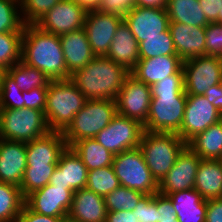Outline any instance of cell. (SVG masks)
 <instances>
[{
	"label": "cell",
	"instance_id": "ab89813d",
	"mask_svg": "<svg viewBox=\"0 0 222 222\" xmlns=\"http://www.w3.org/2000/svg\"><path fill=\"white\" fill-rule=\"evenodd\" d=\"M60 0H20L22 20L26 24H35Z\"/></svg>",
	"mask_w": 222,
	"mask_h": 222
},
{
	"label": "cell",
	"instance_id": "e575fe53",
	"mask_svg": "<svg viewBox=\"0 0 222 222\" xmlns=\"http://www.w3.org/2000/svg\"><path fill=\"white\" fill-rule=\"evenodd\" d=\"M119 186L112 165L88 171L86 188L100 196L105 197Z\"/></svg>",
	"mask_w": 222,
	"mask_h": 222
},
{
	"label": "cell",
	"instance_id": "5b68a950",
	"mask_svg": "<svg viewBox=\"0 0 222 222\" xmlns=\"http://www.w3.org/2000/svg\"><path fill=\"white\" fill-rule=\"evenodd\" d=\"M186 146L187 144L177 133L147 132L144 130L139 149L152 176L159 183Z\"/></svg>",
	"mask_w": 222,
	"mask_h": 222
},
{
	"label": "cell",
	"instance_id": "d590c367",
	"mask_svg": "<svg viewBox=\"0 0 222 222\" xmlns=\"http://www.w3.org/2000/svg\"><path fill=\"white\" fill-rule=\"evenodd\" d=\"M145 194L119 186L104 197L107 211H133Z\"/></svg>",
	"mask_w": 222,
	"mask_h": 222
},
{
	"label": "cell",
	"instance_id": "cb8c5ba5",
	"mask_svg": "<svg viewBox=\"0 0 222 222\" xmlns=\"http://www.w3.org/2000/svg\"><path fill=\"white\" fill-rule=\"evenodd\" d=\"M107 212L103 196L88 188L73 192L70 217L79 222H106Z\"/></svg>",
	"mask_w": 222,
	"mask_h": 222
},
{
	"label": "cell",
	"instance_id": "9a60e30c",
	"mask_svg": "<svg viewBox=\"0 0 222 222\" xmlns=\"http://www.w3.org/2000/svg\"><path fill=\"white\" fill-rule=\"evenodd\" d=\"M138 43L147 37L160 36L169 28L166 8L134 6L123 18Z\"/></svg>",
	"mask_w": 222,
	"mask_h": 222
},
{
	"label": "cell",
	"instance_id": "4dcf8cb0",
	"mask_svg": "<svg viewBox=\"0 0 222 222\" xmlns=\"http://www.w3.org/2000/svg\"><path fill=\"white\" fill-rule=\"evenodd\" d=\"M24 204L20 187L0 182V222H16Z\"/></svg>",
	"mask_w": 222,
	"mask_h": 222
},
{
	"label": "cell",
	"instance_id": "ee69618b",
	"mask_svg": "<svg viewBox=\"0 0 222 222\" xmlns=\"http://www.w3.org/2000/svg\"><path fill=\"white\" fill-rule=\"evenodd\" d=\"M134 6L135 0H101L98 11L124 18Z\"/></svg>",
	"mask_w": 222,
	"mask_h": 222
},
{
	"label": "cell",
	"instance_id": "e0dca14e",
	"mask_svg": "<svg viewBox=\"0 0 222 222\" xmlns=\"http://www.w3.org/2000/svg\"><path fill=\"white\" fill-rule=\"evenodd\" d=\"M73 199V191L68 187H54L47 184L25 198V204L34 212L51 216L68 215Z\"/></svg>",
	"mask_w": 222,
	"mask_h": 222
},
{
	"label": "cell",
	"instance_id": "11a10c76",
	"mask_svg": "<svg viewBox=\"0 0 222 222\" xmlns=\"http://www.w3.org/2000/svg\"><path fill=\"white\" fill-rule=\"evenodd\" d=\"M216 23L222 25V7H221V9L219 11L218 19L216 20Z\"/></svg>",
	"mask_w": 222,
	"mask_h": 222
},
{
	"label": "cell",
	"instance_id": "ba28073f",
	"mask_svg": "<svg viewBox=\"0 0 222 222\" xmlns=\"http://www.w3.org/2000/svg\"><path fill=\"white\" fill-rule=\"evenodd\" d=\"M112 167L120 186L145 195L158 193V182L147 167L139 147L114 155Z\"/></svg>",
	"mask_w": 222,
	"mask_h": 222
},
{
	"label": "cell",
	"instance_id": "5bb4252c",
	"mask_svg": "<svg viewBox=\"0 0 222 222\" xmlns=\"http://www.w3.org/2000/svg\"><path fill=\"white\" fill-rule=\"evenodd\" d=\"M200 161V156L186 146L178 155L172 168L158 183V192L168 195L194 188Z\"/></svg>",
	"mask_w": 222,
	"mask_h": 222
},
{
	"label": "cell",
	"instance_id": "7dc6e473",
	"mask_svg": "<svg viewBox=\"0 0 222 222\" xmlns=\"http://www.w3.org/2000/svg\"><path fill=\"white\" fill-rule=\"evenodd\" d=\"M198 1L203 9V14L205 15L207 21L209 23H216L219 11L222 7V0H198Z\"/></svg>",
	"mask_w": 222,
	"mask_h": 222
},
{
	"label": "cell",
	"instance_id": "74e56055",
	"mask_svg": "<svg viewBox=\"0 0 222 222\" xmlns=\"http://www.w3.org/2000/svg\"><path fill=\"white\" fill-rule=\"evenodd\" d=\"M18 8L20 0H0V33L23 32L25 23Z\"/></svg>",
	"mask_w": 222,
	"mask_h": 222
},
{
	"label": "cell",
	"instance_id": "8fae6325",
	"mask_svg": "<svg viewBox=\"0 0 222 222\" xmlns=\"http://www.w3.org/2000/svg\"><path fill=\"white\" fill-rule=\"evenodd\" d=\"M152 99V89L131 73L126 77L115 102L117 113L145 125Z\"/></svg>",
	"mask_w": 222,
	"mask_h": 222
},
{
	"label": "cell",
	"instance_id": "7c38bea8",
	"mask_svg": "<svg viewBox=\"0 0 222 222\" xmlns=\"http://www.w3.org/2000/svg\"><path fill=\"white\" fill-rule=\"evenodd\" d=\"M222 120V113L204 95H187L184 118L177 133L187 144L197 134Z\"/></svg>",
	"mask_w": 222,
	"mask_h": 222
},
{
	"label": "cell",
	"instance_id": "f6af8a7d",
	"mask_svg": "<svg viewBox=\"0 0 222 222\" xmlns=\"http://www.w3.org/2000/svg\"><path fill=\"white\" fill-rule=\"evenodd\" d=\"M156 206V222H159V220L166 219H178L172 201L167 195H163L159 192L156 193Z\"/></svg>",
	"mask_w": 222,
	"mask_h": 222
},
{
	"label": "cell",
	"instance_id": "7402d4cb",
	"mask_svg": "<svg viewBox=\"0 0 222 222\" xmlns=\"http://www.w3.org/2000/svg\"><path fill=\"white\" fill-rule=\"evenodd\" d=\"M183 65L179 56H157L139 59L136 67L130 72L138 80L152 87L170 75L176 74Z\"/></svg>",
	"mask_w": 222,
	"mask_h": 222
},
{
	"label": "cell",
	"instance_id": "52a82bcc",
	"mask_svg": "<svg viewBox=\"0 0 222 222\" xmlns=\"http://www.w3.org/2000/svg\"><path fill=\"white\" fill-rule=\"evenodd\" d=\"M51 130L44 111L32 108H0V138L29 142Z\"/></svg>",
	"mask_w": 222,
	"mask_h": 222
},
{
	"label": "cell",
	"instance_id": "836d02e7",
	"mask_svg": "<svg viewBox=\"0 0 222 222\" xmlns=\"http://www.w3.org/2000/svg\"><path fill=\"white\" fill-rule=\"evenodd\" d=\"M23 32L0 33V68L5 71L21 61Z\"/></svg>",
	"mask_w": 222,
	"mask_h": 222
},
{
	"label": "cell",
	"instance_id": "3957f363",
	"mask_svg": "<svg viewBox=\"0 0 222 222\" xmlns=\"http://www.w3.org/2000/svg\"><path fill=\"white\" fill-rule=\"evenodd\" d=\"M130 72L106 56H96L70 75V81L87 100H115Z\"/></svg>",
	"mask_w": 222,
	"mask_h": 222
},
{
	"label": "cell",
	"instance_id": "1f68e13d",
	"mask_svg": "<svg viewBox=\"0 0 222 222\" xmlns=\"http://www.w3.org/2000/svg\"><path fill=\"white\" fill-rule=\"evenodd\" d=\"M5 72L15 81L21 91H30L37 87H48L51 81L43 72L28 66L22 61L7 68Z\"/></svg>",
	"mask_w": 222,
	"mask_h": 222
},
{
	"label": "cell",
	"instance_id": "277c9868",
	"mask_svg": "<svg viewBox=\"0 0 222 222\" xmlns=\"http://www.w3.org/2000/svg\"><path fill=\"white\" fill-rule=\"evenodd\" d=\"M86 101V97L70 79L51 80L48 84L44 110L50 130L63 132Z\"/></svg>",
	"mask_w": 222,
	"mask_h": 222
},
{
	"label": "cell",
	"instance_id": "9c48e42d",
	"mask_svg": "<svg viewBox=\"0 0 222 222\" xmlns=\"http://www.w3.org/2000/svg\"><path fill=\"white\" fill-rule=\"evenodd\" d=\"M184 91L187 95H203L212 86L220 84L222 58L202 55L183 61Z\"/></svg>",
	"mask_w": 222,
	"mask_h": 222
},
{
	"label": "cell",
	"instance_id": "f5cc1de1",
	"mask_svg": "<svg viewBox=\"0 0 222 222\" xmlns=\"http://www.w3.org/2000/svg\"><path fill=\"white\" fill-rule=\"evenodd\" d=\"M86 11H96L99 8L101 0H73Z\"/></svg>",
	"mask_w": 222,
	"mask_h": 222
},
{
	"label": "cell",
	"instance_id": "484cf974",
	"mask_svg": "<svg viewBox=\"0 0 222 222\" xmlns=\"http://www.w3.org/2000/svg\"><path fill=\"white\" fill-rule=\"evenodd\" d=\"M167 196L172 201L178 222H205L207 200L196 189L169 193Z\"/></svg>",
	"mask_w": 222,
	"mask_h": 222
},
{
	"label": "cell",
	"instance_id": "681fc988",
	"mask_svg": "<svg viewBox=\"0 0 222 222\" xmlns=\"http://www.w3.org/2000/svg\"><path fill=\"white\" fill-rule=\"evenodd\" d=\"M106 222H138L136 212L120 210L108 211Z\"/></svg>",
	"mask_w": 222,
	"mask_h": 222
},
{
	"label": "cell",
	"instance_id": "f546056e",
	"mask_svg": "<svg viewBox=\"0 0 222 222\" xmlns=\"http://www.w3.org/2000/svg\"><path fill=\"white\" fill-rule=\"evenodd\" d=\"M166 10L170 22L198 27L209 24L198 0H168Z\"/></svg>",
	"mask_w": 222,
	"mask_h": 222
},
{
	"label": "cell",
	"instance_id": "f35d334b",
	"mask_svg": "<svg viewBox=\"0 0 222 222\" xmlns=\"http://www.w3.org/2000/svg\"><path fill=\"white\" fill-rule=\"evenodd\" d=\"M15 81L3 71L0 77V108H24V98Z\"/></svg>",
	"mask_w": 222,
	"mask_h": 222
},
{
	"label": "cell",
	"instance_id": "83f0119b",
	"mask_svg": "<svg viewBox=\"0 0 222 222\" xmlns=\"http://www.w3.org/2000/svg\"><path fill=\"white\" fill-rule=\"evenodd\" d=\"M187 146L201 159L217 160L222 153V120L197 134Z\"/></svg>",
	"mask_w": 222,
	"mask_h": 222
},
{
	"label": "cell",
	"instance_id": "4316f807",
	"mask_svg": "<svg viewBox=\"0 0 222 222\" xmlns=\"http://www.w3.org/2000/svg\"><path fill=\"white\" fill-rule=\"evenodd\" d=\"M194 189L205 200L222 198V166L218 160L201 159Z\"/></svg>",
	"mask_w": 222,
	"mask_h": 222
},
{
	"label": "cell",
	"instance_id": "30bf717a",
	"mask_svg": "<svg viewBox=\"0 0 222 222\" xmlns=\"http://www.w3.org/2000/svg\"><path fill=\"white\" fill-rule=\"evenodd\" d=\"M144 127L136 120L116 114L94 139L112 154L139 147Z\"/></svg>",
	"mask_w": 222,
	"mask_h": 222
},
{
	"label": "cell",
	"instance_id": "8d00e7d4",
	"mask_svg": "<svg viewBox=\"0 0 222 222\" xmlns=\"http://www.w3.org/2000/svg\"><path fill=\"white\" fill-rule=\"evenodd\" d=\"M57 166L26 167L20 190L24 198L35 190L41 189L50 182V178Z\"/></svg>",
	"mask_w": 222,
	"mask_h": 222
},
{
	"label": "cell",
	"instance_id": "680465c9",
	"mask_svg": "<svg viewBox=\"0 0 222 222\" xmlns=\"http://www.w3.org/2000/svg\"><path fill=\"white\" fill-rule=\"evenodd\" d=\"M2 72H3V70L0 68V77H1Z\"/></svg>",
	"mask_w": 222,
	"mask_h": 222
},
{
	"label": "cell",
	"instance_id": "b9f144b4",
	"mask_svg": "<svg viewBox=\"0 0 222 222\" xmlns=\"http://www.w3.org/2000/svg\"><path fill=\"white\" fill-rule=\"evenodd\" d=\"M132 212H136L138 222H156V193L144 195Z\"/></svg>",
	"mask_w": 222,
	"mask_h": 222
},
{
	"label": "cell",
	"instance_id": "6da1fadb",
	"mask_svg": "<svg viewBox=\"0 0 222 222\" xmlns=\"http://www.w3.org/2000/svg\"><path fill=\"white\" fill-rule=\"evenodd\" d=\"M151 89L152 99L144 130L178 133L183 122L187 99L183 69L157 82Z\"/></svg>",
	"mask_w": 222,
	"mask_h": 222
},
{
	"label": "cell",
	"instance_id": "ffe728a7",
	"mask_svg": "<svg viewBox=\"0 0 222 222\" xmlns=\"http://www.w3.org/2000/svg\"><path fill=\"white\" fill-rule=\"evenodd\" d=\"M26 167V142L0 138V182L20 187Z\"/></svg>",
	"mask_w": 222,
	"mask_h": 222
},
{
	"label": "cell",
	"instance_id": "ac0fdd59",
	"mask_svg": "<svg viewBox=\"0 0 222 222\" xmlns=\"http://www.w3.org/2000/svg\"><path fill=\"white\" fill-rule=\"evenodd\" d=\"M88 170L71 147L61 153L49 184L54 187H68L75 192L87 185Z\"/></svg>",
	"mask_w": 222,
	"mask_h": 222
},
{
	"label": "cell",
	"instance_id": "bcb514c9",
	"mask_svg": "<svg viewBox=\"0 0 222 222\" xmlns=\"http://www.w3.org/2000/svg\"><path fill=\"white\" fill-rule=\"evenodd\" d=\"M16 222H62V217H51L38 214L24 204Z\"/></svg>",
	"mask_w": 222,
	"mask_h": 222
},
{
	"label": "cell",
	"instance_id": "44dd1931",
	"mask_svg": "<svg viewBox=\"0 0 222 222\" xmlns=\"http://www.w3.org/2000/svg\"><path fill=\"white\" fill-rule=\"evenodd\" d=\"M177 56L183 61L205 55V27L169 22Z\"/></svg>",
	"mask_w": 222,
	"mask_h": 222
},
{
	"label": "cell",
	"instance_id": "60d3db41",
	"mask_svg": "<svg viewBox=\"0 0 222 222\" xmlns=\"http://www.w3.org/2000/svg\"><path fill=\"white\" fill-rule=\"evenodd\" d=\"M205 55L222 58V25L209 23L205 27Z\"/></svg>",
	"mask_w": 222,
	"mask_h": 222
},
{
	"label": "cell",
	"instance_id": "8992f818",
	"mask_svg": "<svg viewBox=\"0 0 222 222\" xmlns=\"http://www.w3.org/2000/svg\"><path fill=\"white\" fill-rule=\"evenodd\" d=\"M117 114L116 102L111 99L87 100L84 107L62 132L67 147L75 142L94 138Z\"/></svg>",
	"mask_w": 222,
	"mask_h": 222
},
{
	"label": "cell",
	"instance_id": "816d5d0a",
	"mask_svg": "<svg viewBox=\"0 0 222 222\" xmlns=\"http://www.w3.org/2000/svg\"><path fill=\"white\" fill-rule=\"evenodd\" d=\"M168 0H135V6L166 8Z\"/></svg>",
	"mask_w": 222,
	"mask_h": 222
},
{
	"label": "cell",
	"instance_id": "db71d44e",
	"mask_svg": "<svg viewBox=\"0 0 222 222\" xmlns=\"http://www.w3.org/2000/svg\"><path fill=\"white\" fill-rule=\"evenodd\" d=\"M62 222H79V221L70 217L69 215H66V216L62 217Z\"/></svg>",
	"mask_w": 222,
	"mask_h": 222
},
{
	"label": "cell",
	"instance_id": "d4e9b609",
	"mask_svg": "<svg viewBox=\"0 0 222 222\" xmlns=\"http://www.w3.org/2000/svg\"><path fill=\"white\" fill-rule=\"evenodd\" d=\"M107 58L122 65L131 72L137 65L139 57V43L134 38L130 27L123 20L116 29Z\"/></svg>",
	"mask_w": 222,
	"mask_h": 222
},
{
	"label": "cell",
	"instance_id": "4fadbf2b",
	"mask_svg": "<svg viewBox=\"0 0 222 222\" xmlns=\"http://www.w3.org/2000/svg\"><path fill=\"white\" fill-rule=\"evenodd\" d=\"M86 12L73 0H60L35 25L46 32L61 36L84 28Z\"/></svg>",
	"mask_w": 222,
	"mask_h": 222
},
{
	"label": "cell",
	"instance_id": "9f6ffc18",
	"mask_svg": "<svg viewBox=\"0 0 222 222\" xmlns=\"http://www.w3.org/2000/svg\"><path fill=\"white\" fill-rule=\"evenodd\" d=\"M159 222H178V221L173 219H166V220H159Z\"/></svg>",
	"mask_w": 222,
	"mask_h": 222
},
{
	"label": "cell",
	"instance_id": "7bdbcfd3",
	"mask_svg": "<svg viewBox=\"0 0 222 222\" xmlns=\"http://www.w3.org/2000/svg\"><path fill=\"white\" fill-rule=\"evenodd\" d=\"M48 87H37L30 91H23L24 108H32L40 111H44L47 100Z\"/></svg>",
	"mask_w": 222,
	"mask_h": 222
},
{
	"label": "cell",
	"instance_id": "2e32d148",
	"mask_svg": "<svg viewBox=\"0 0 222 222\" xmlns=\"http://www.w3.org/2000/svg\"><path fill=\"white\" fill-rule=\"evenodd\" d=\"M123 18L111 14L96 11H87L84 21V29L87 34L88 42L96 56H106L117 27Z\"/></svg>",
	"mask_w": 222,
	"mask_h": 222
},
{
	"label": "cell",
	"instance_id": "6f0895ef",
	"mask_svg": "<svg viewBox=\"0 0 222 222\" xmlns=\"http://www.w3.org/2000/svg\"><path fill=\"white\" fill-rule=\"evenodd\" d=\"M217 160L220 162V164L222 166V153H221V156Z\"/></svg>",
	"mask_w": 222,
	"mask_h": 222
},
{
	"label": "cell",
	"instance_id": "d6986e66",
	"mask_svg": "<svg viewBox=\"0 0 222 222\" xmlns=\"http://www.w3.org/2000/svg\"><path fill=\"white\" fill-rule=\"evenodd\" d=\"M66 147V141L60 131H50L40 138L26 142L27 167L57 166Z\"/></svg>",
	"mask_w": 222,
	"mask_h": 222
},
{
	"label": "cell",
	"instance_id": "603a6c76",
	"mask_svg": "<svg viewBox=\"0 0 222 222\" xmlns=\"http://www.w3.org/2000/svg\"><path fill=\"white\" fill-rule=\"evenodd\" d=\"M59 37L65 64L70 74L84 68L96 57L88 42L84 28L63 34Z\"/></svg>",
	"mask_w": 222,
	"mask_h": 222
},
{
	"label": "cell",
	"instance_id": "7a4b0ae2",
	"mask_svg": "<svg viewBox=\"0 0 222 222\" xmlns=\"http://www.w3.org/2000/svg\"><path fill=\"white\" fill-rule=\"evenodd\" d=\"M21 61L43 72L50 80H67L70 73L60 43V37L26 24L23 30Z\"/></svg>",
	"mask_w": 222,
	"mask_h": 222
},
{
	"label": "cell",
	"instance_id": "f907efd6",
	"mask_svg": "<svg viewBox=\"0 0 222 222\" xmlns=\"http://www.w3.org/2000/svg\"><path fill=\"white\" fill-rule=\"evenodd\" d=\"M203 95L222 113V87L220 84L209 87Z\"/></svg>",
	"mask_w": 222,
	"mask_h": 222
},
{
	"label": "cell",
	"instance_id": "d6a6232c",
	"mask_svg": "<svg viewBox=\"0 0 222 222\" xmlns=\"http://www.w3.org/2000/svg\"><path fill=\"white\" fill-rule=\"evenodd\" d=\"M165 55L177 56L169 28L160 33V36L147 37L146 40L139 43L140 59Z\"/></svg>",
	"mask_w": 222,
	"mask_h": 222
},
{
	"label": "cell",
	"instance_id": "c3c4849f",
	"mask_svg": "<svg viewBox=\"0 0 222 222\" xmlns=\"http://www.w3.org/2000/svg\"><path fill=\"white\" fill-rule=\"evenodd\" d=\"M205 222H222V198L207 200Z\"/></svg>",
	"mask_w": 222,
	"mask_h": 222
},
{
	"label": "cell",
	"instance_id": "f1b7e54d",
	"mask_svg": "<svg viewBox=\"0 0 222 222\" xmlns=\"http://www.w3.org/2000/svg\"><path fill=\"white\" fill-rule=\"evenodd\" d=\"M71 148L80 157L88 171L111 166L114 154L108 151L94 138H86L75 142Z\"/></svg>",
	"mask_w": 222,
	"mask_h": 222
}]
</instances>
